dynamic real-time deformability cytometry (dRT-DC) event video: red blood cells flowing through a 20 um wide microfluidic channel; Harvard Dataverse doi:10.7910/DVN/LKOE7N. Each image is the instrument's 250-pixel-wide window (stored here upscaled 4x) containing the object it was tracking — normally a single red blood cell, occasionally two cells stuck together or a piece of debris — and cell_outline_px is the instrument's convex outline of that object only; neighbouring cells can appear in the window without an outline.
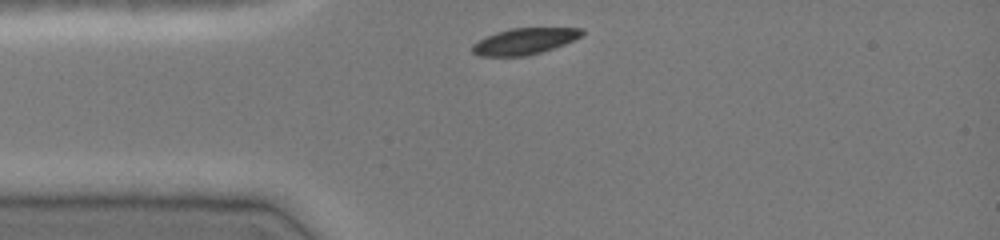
{"species": "common noctule bat (a hibernating species)", "species_latin": "Nyctalus noctula", "temperature_condition": "cold", "stored_images_in_passage": 31, "camera_frame_rate_fps": 3000, "um_per_image_px": 0.085, "animal": {"sex": "female", "body_mass_g": 19.0, "forearm_length_mm": 51.5}, "frame": {"image": 1, "passage_image": 1, "time_ms": 0.0, "image_size_px": [1000, 240], "cell_outline_px": [[584, 32], [580, 36], [564, 44], [528, 56], [480, 56], [472, 52], [472, 44], [496, 32], [508, 28], [584, 28]], "centroid_in_image_um": [44.56, 3.5], "position_along_channel_um": 40.4, "area_um2": 16.59}}
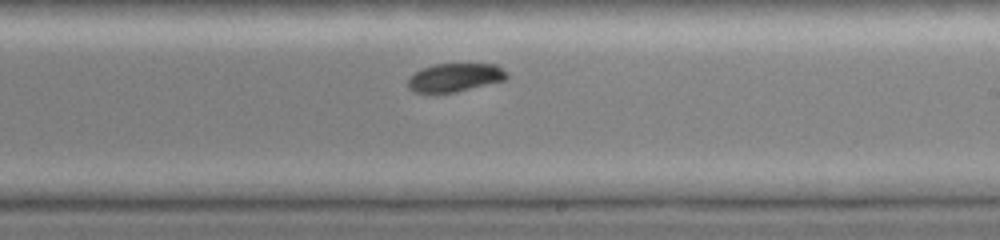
{"frame": {"image": 2, "passage_image": 18, "time_ms": 5.667, "image_size_px": [1000, 240], "cell_outline_px": [[508, 76], [504, 80], [456, 92], [412, 92], [408, 88], [408, 80], [420, 68], [436, 64], [496, 64], [508, 72]], "centroid_in_image_um": [38.68, 6.58], "position_along_channel_um": 250.3, "area_um2": 16.24}}
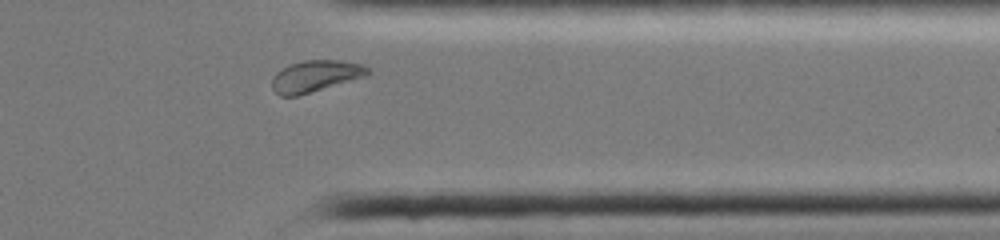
{"frame": {"image": 3, "passage_image": 28, "time_ms": 9.0, "image_size_px": [1000, 240], "cell_outline_px": [[372, 72], [368, 76], [296, 96], [280, 96], [272, 88], [272, 76], [276, 72], [292, 64], [304, 60], [340, 60], [364, 64]], "centroid_in_image_um": [26.85, 6.46], "position_along_channel_um": 384.5, "area_um2": 17.63}, "authors_computed_cell_mechanics": {"area_um2": 17.629, "velocity_mm_per_s": 3.989, "shape_relaxation_time_tau1_ms": 0.9661, "shape_relaxation_time_tau2_ms": null, "deformation_change_tau1": 0.0755, "deformation_change_tau2": null}}